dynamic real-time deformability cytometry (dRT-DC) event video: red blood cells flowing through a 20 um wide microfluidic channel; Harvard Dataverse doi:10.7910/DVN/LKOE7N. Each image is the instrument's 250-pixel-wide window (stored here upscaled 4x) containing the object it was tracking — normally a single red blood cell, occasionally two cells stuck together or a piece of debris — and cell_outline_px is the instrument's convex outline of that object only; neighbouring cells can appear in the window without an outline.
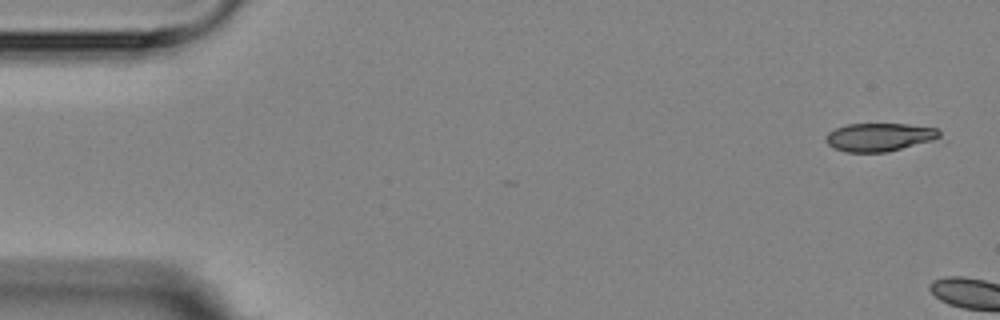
{"species": "Egyptian fruit bat (a non-hibernating species)", "species_latin": "Rousettus aegyptiacus", "temperature_condition": "room temperature", "stored_images_in_passage": 5, "camera_frame_rate_fps": 3000, "um_per_image_px": 0.085, "animal": {"sex": "female"}, "frame": {"image": 1, "passage_image": 1, "time_ms": 0.0, "image_size_px": [1000, 320], "cell_outline_px": [[940, 136], [932, 140], [888, 152], [844, 152], [832, 148], [824, 140], [824, 136], [828, 132], [836, 128], [848, 124], [908, 124], [936, 128], [940, 132]], "centroid_in_image_um": [74.68, 11.66], "position_along_channel_um": 10.3, "area_um2": 18.73}}
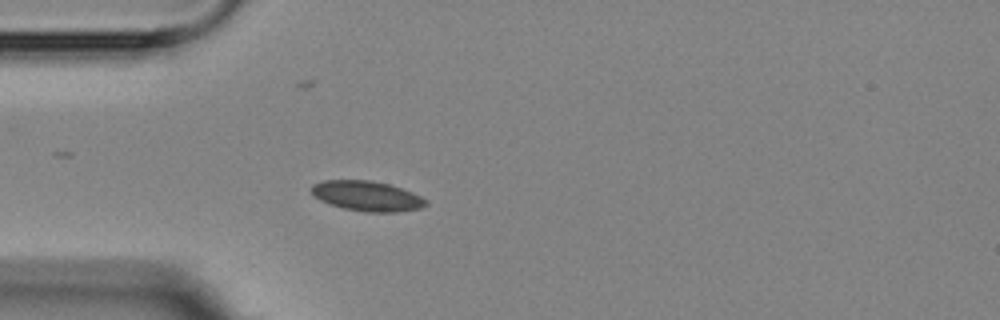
{"frame": {"image": 2, "passage_image": 5, "time_ms": 6.0, "image_size_px": [1000, 320], "cell_outline_px": [[428, 204], [420, 208], [396, 212], [368, 212], [344, 208], [320, 200], [312, 196], [308, 188], [312, 184], [324, 180], [372, 180], [388, 184], [412, 192], [428, 200]], "centroid_in_image_um": [31.15, 16.65], "position_along_channel_um": 53.8, "area_um2": 20.11}}